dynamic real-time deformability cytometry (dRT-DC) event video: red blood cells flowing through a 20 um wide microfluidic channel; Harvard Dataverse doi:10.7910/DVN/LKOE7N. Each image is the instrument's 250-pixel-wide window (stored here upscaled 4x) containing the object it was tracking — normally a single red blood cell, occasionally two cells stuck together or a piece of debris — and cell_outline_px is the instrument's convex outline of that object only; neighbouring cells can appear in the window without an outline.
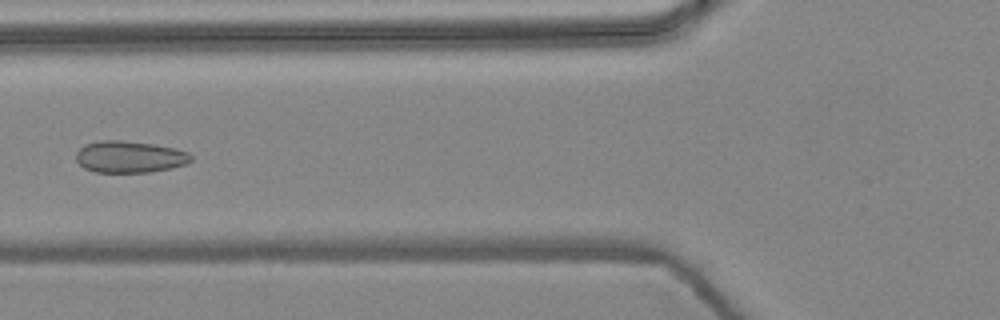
{"species": "common noctule bat (a hibernating species)", "species_latin": "Nyctalus noctula", "temperature_condition": "warm", "stored_images_in_passage": 8, "camera_frame_rate_fps": 3000, "um_per_image_px": 0.085, "animal": {"sex": "female", "body_mass_g": 24.6, "forearm_length_mm": 56.2}, "frame": {"image": 1, "passage_image": 5, "time_ms": 1.333, "image_size_px": [1000, 320], "cell_outline_px": [[192, 160], [184, 164], [172, 168], [148, 172], [96, 172], [84, 168], [76, 160], [76, 152], [84, 144], [100, 140], [120, 140], [156, 144], [188, 152], [192, 156]], "centroid_in_image_um": [10.99, 13.32], "position_along_channel_um": 114.8, "area_um2": 21.27}}
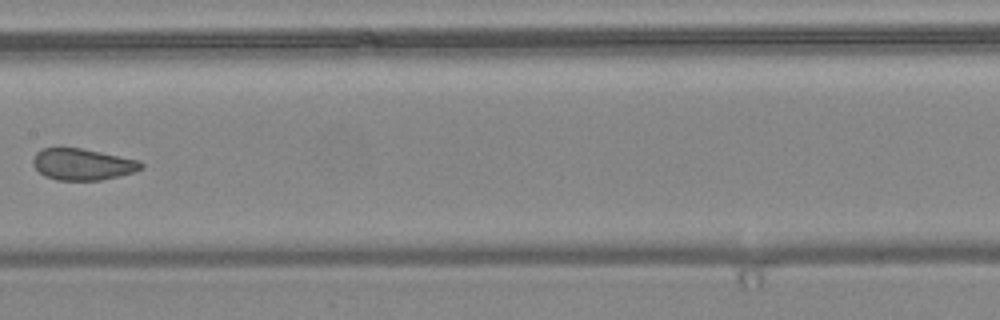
{"frame": {"image": 2, "passage_image": 7, "time_ms": 2.0, "image_size_px": [1000, 320], "cell_outline_px": [[144, 168], [120, 176], [100, 180], [56, 180], [44, 176], [32, 164], [32, 160], [36, 152], [40, 148], [80, 148], [140, 160], [144, 164]], "centroid_in_image_um": [7.01, 13.97], "position_along_channel_um": 200.4, "area_um2": 19.88}}
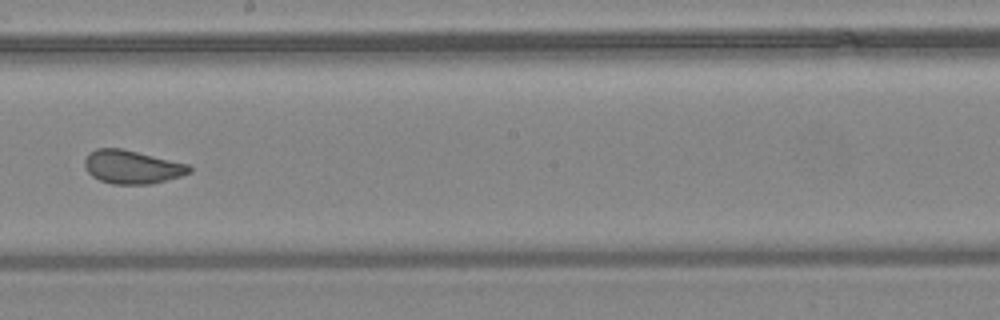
{"frame": {"image": 3, "passage_image": 8, "time_ms": 2.333, "image_size_px": [1000, 320], "cell_outline_px": [[192, 172], [180, 176], [152, 184], [112, 184], [100, 180], [92, 176], [84, 168], [84, 160], [88, 152], [96, 148], [120, 148], [188, 164], [192, 168]], "centroid_in_image_um": [11.19, 14.19], "position_along_channel_um": 237.0, "area_um2": 20.4}}